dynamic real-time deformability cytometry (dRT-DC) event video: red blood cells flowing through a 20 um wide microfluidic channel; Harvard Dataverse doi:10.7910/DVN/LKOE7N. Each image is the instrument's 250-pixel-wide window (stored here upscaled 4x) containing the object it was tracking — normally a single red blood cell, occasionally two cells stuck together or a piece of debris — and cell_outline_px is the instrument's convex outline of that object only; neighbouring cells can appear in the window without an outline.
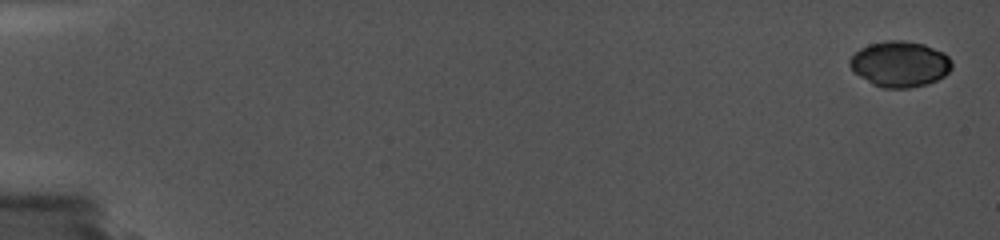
{"species": "common noctule bat (a hibernating species)", "species_latin": "Nyctalus noctula", "temperature_condition": "cold", "stored_images_in_passage": 7, "camera_frame_rate_fps": 5000, "um_per_image_px": 0.085, "animal": {"sex": "female", "body_mass_g": 19.0, "forearm_length_mm": 56.7}, "frame": {"image": 1, "passage_image": 1, "time_ms": 0.0, "image_size_px": [1000, 240], "cell_outline_px": [[952, 68], [944, 76], [928, 84], [908, 88], [884, 88], [872, 84], [852, 72], [848, 64], [848, 60], [860, 48], [868, 44], [888, 40], [904, 40], [924, 44], [944, 52], [952, 60]], "centroid_in_image_um": [76.47, 5.44], "position_along_channel_um": 8.5, "area_um2": 27.51}}
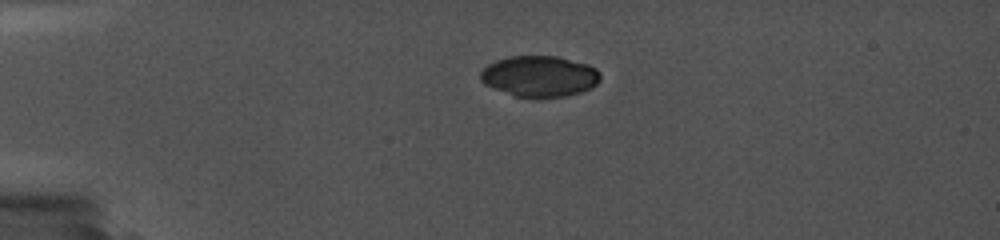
{"frame": {"image": 2, "passage_image": 5, "time_ms": 4.4, "image_size_px": [1000, 240], "cell_outline_px": [[600, 80], [592, 88], [568, 96], [536, 100], [516, 96], [484, 84], [480, 80], [480, 72], [488, 64], [496, 60], [508, 56], [556, 56], [588, 64], [596, 68], [600, 72]], "centroid_in_image_um": [45.87, 6.51], "position_along_channel_um": 39.1, "area_um2": 29.13}}